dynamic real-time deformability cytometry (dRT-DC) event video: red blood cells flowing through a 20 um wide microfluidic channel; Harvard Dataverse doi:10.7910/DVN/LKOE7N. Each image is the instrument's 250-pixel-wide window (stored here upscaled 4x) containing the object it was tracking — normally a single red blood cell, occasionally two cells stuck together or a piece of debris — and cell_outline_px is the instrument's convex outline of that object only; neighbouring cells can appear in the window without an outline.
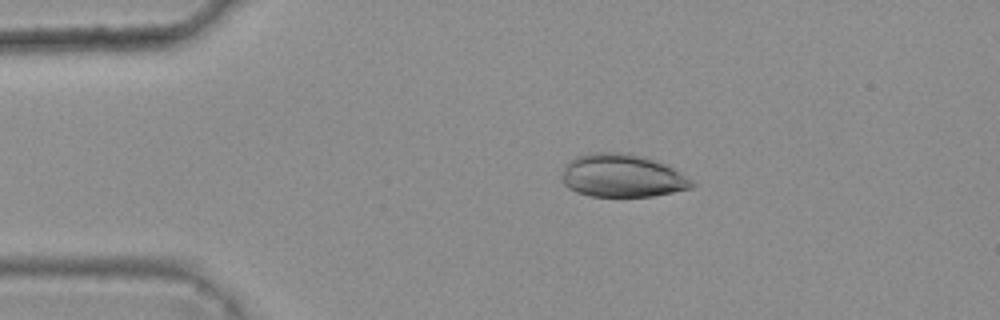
{"species": "common noctule bat (a hibernating species)", "species_latin": "Nyctalus noctula", "temperature_condition": "warm", "stored_images_in_passage": 36, "camera_frame_rate_fps": 3000, "um_per_image_px": 0.085, "animal": {"sex": "female", "body_mass_g": 25.1}, "frame": {"image": 1, "passage_image": 1, "time_ms": 0.0, "image_size_px": [1000, 320], "cell_outline_px": [[696, 184], [692, 188], [652, 196], [592, 196], [576, 192], [568, 188], [564, 184], [564, 164], [576, 156], [588, 152], [620, 152], [640, 156], [664, 164], [672, 168], [692, 180]], "centroid_in_image_um": [52.86, 14.94], "position_along_channel_um": 32.1, "area_um2": 32.25}}
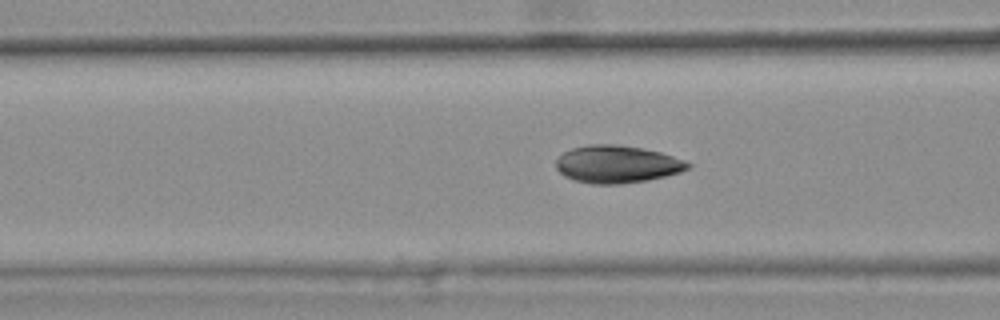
{"frame": {"image": 2, "passage_image": 11, "time_ms": 3.333, "image_size_px": [1000, 320], "cell_outline_px": [[692, 164], [688, 168], [680, 172], [648, 180], [620, 184], [592, 184], [572, 180], [564, 176], [556, 168], [556, 160], [564, 152], [572, 148], [588, 144], [616, 144], [640, 148], [660, 152], [684, 160]], "centroid_in_image_um": [52.42, 13.96], "position_along_channel_um": 114.2, "area_um2": 28.78}}
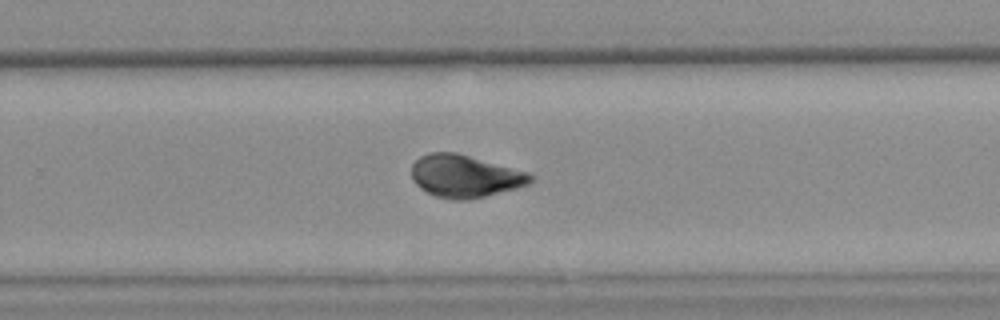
{"frame": {"image": 3, "passage_image": 25, "time_ms": 8.0, "image_size_px": [1000, 320], "cell_outline_px": [[536, 180], [528, 184], [516, 188], [468, 200], [452, 200], [436, 196], [420, 188], [416, 184], [412, 176], [412, 164], [420, 156], [428, 152], [456, 152], [528, 172], [536, 176]], "centroid_in_image_um": [39.54, 14.97], "position_along_channel_um": 290.3, "area_um2": 29.48}, "authors_computed_cell_mechanics": {"area_um2": 29.5647, "velocity_mm_per_s": 3.7829, "shape_relaxation_time_tau1_ms": 4.0558, "shape_relaxation_time_tau2_ms": 1.4138, "deformation_change_tau1": 0.1054, "deformation_change_tau2": 0.0373}}